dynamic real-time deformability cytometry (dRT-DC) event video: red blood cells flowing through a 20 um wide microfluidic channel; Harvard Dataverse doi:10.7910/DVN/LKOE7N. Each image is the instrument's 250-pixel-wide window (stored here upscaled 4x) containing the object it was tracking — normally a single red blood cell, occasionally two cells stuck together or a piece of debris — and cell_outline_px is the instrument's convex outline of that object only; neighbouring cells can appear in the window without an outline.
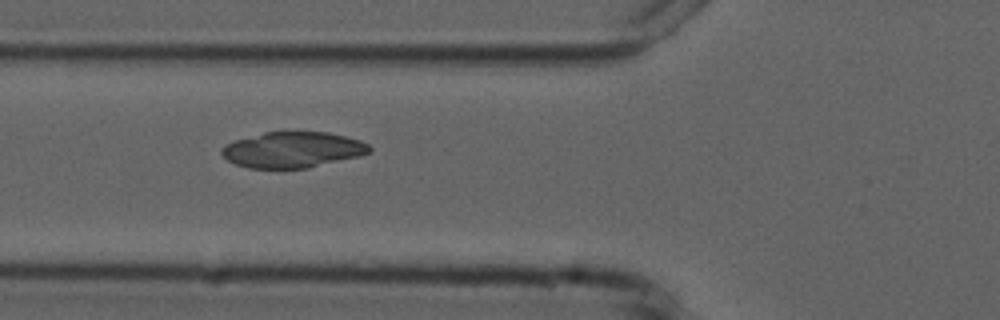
{"species": "common noctule bat (a hibernating species)", "species_latin": "Nyctalus noctula", "temperature_condition": "cold", "stored_images_in_passage": 38, "camera_frame_rate_fps": 3000, "um_per_image_px": 0.085, "animal": {"sex": "male", "forearm_length_mm": 52.5}, "frame": {"image": 1, "passage_image": 4, "time_ms": 1.0, "image_size_px": [1000, 320], "cell_outline_px": [[372, 148], [368, 152], [360, 156], [308, 168], [248, 168], [236, 164], [228, 160], [220, 152], [220, 148], [224, 144], [232, 140], [264, 132], [328, 132], [360, 140], [368, 144]], "centroid_in_image_um": [24.84, 12.72], "position_along_channel_um": 101.0, "area_um2": 30.92}}
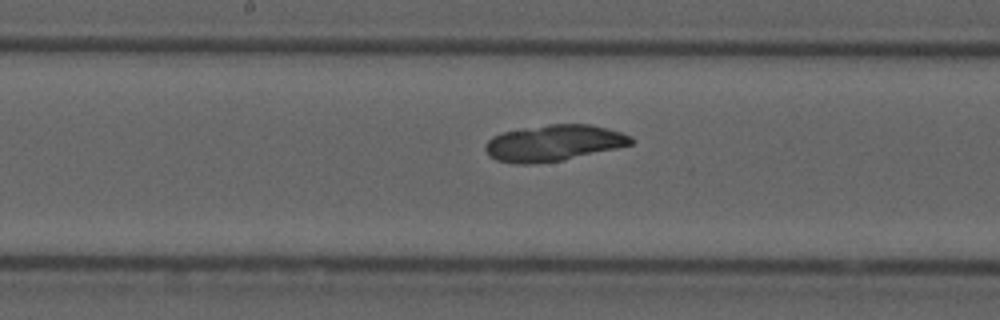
{"frame": {"image": 2, "passage_image": 12, "time_ms": 3.667, "image_size_px": [1000, 320], "cell_outline_px": [[632, 144], [616, 148], [564, 160], [532, 164], [516, 164], [496, 160], [488, 156], [484, 148], [488, 140], [492, 136], [504, 132], [548, 124], [592, 124], [620, 132], [632, 136]], "centroid_in_image_um": [47.04, 12.16], "position_along_channel_um": 201.2, "area_um2": 30.69}}
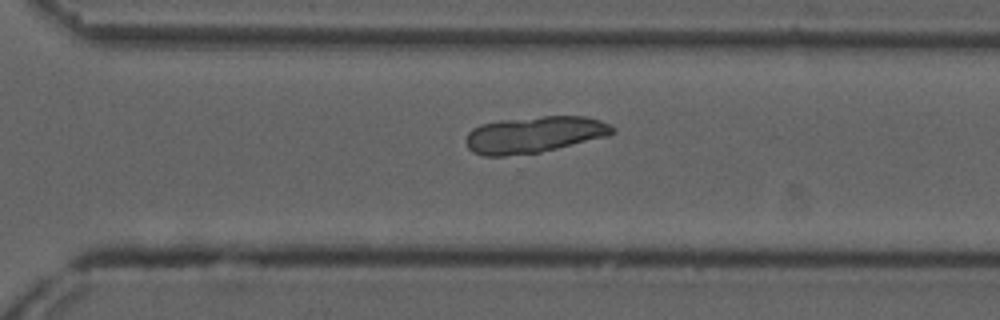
{"frame": {"image": 3, "passage_image": 22, "time_ms": 7.0, "image_size_px": [1000, 320], "cell_outline_px": [[616, 132], [608, 136], [540, 152], [504, 156], [484, 156], [472, 152], [468, 148], [464, 140], [468, 132], [472, 128], [480, 124], [500, 120], [544, 116], [584, 116], [600, 120], [616, 128]], "centroid_in_image_um": [45.39, 11.44], "position_along_channel_um": 325.2, "area_um2": 31.33}}